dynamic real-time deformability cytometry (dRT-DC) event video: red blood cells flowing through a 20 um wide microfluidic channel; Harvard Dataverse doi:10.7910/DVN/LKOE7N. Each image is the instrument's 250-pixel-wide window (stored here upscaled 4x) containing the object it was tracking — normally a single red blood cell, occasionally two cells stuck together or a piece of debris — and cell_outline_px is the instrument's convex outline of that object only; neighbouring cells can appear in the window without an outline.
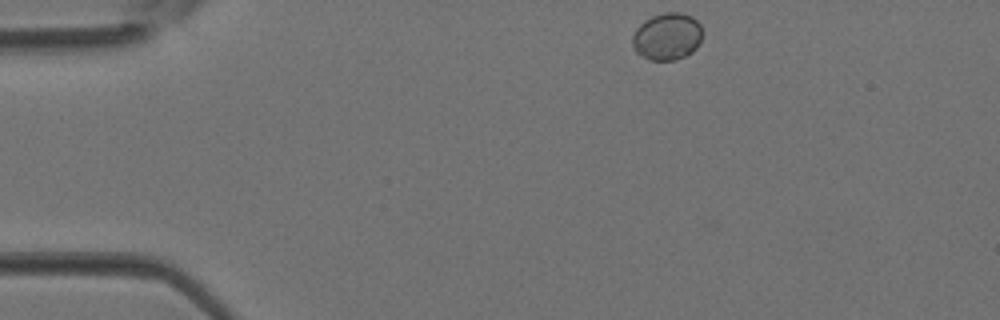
{"species": "Egyptian fruit bat (a non-hibernating species)", "species_latin": "Rousettus aegyptiacus", "temperature_condition": "room temperature", "stored_images_in_passage": 2, "camera_frame_rate_fps": 3000, "um_per_image_px": 0.085, "animal": {"sex": "female"}, "frame": {"image": 1, "passage_image": 1, "time_ms": 0.0, "image_size_px": [1000, 320], "cell_outline_px": [[700, 40], [696, 48], [692, 52], [676, 60], [648, 60], [636, 52], [632, 44], [632, 36], [636, 28], [644, 20], [652, 16], [664, 12], [680, 12], [692, 16], [700, 24]], "centroid_in_image_um": [56.67, 3.1], "position_along_channel_um": 28.3, "area_um2": 19.25}}